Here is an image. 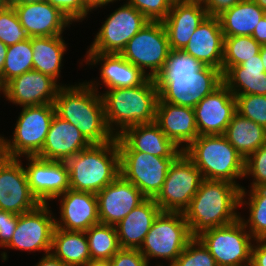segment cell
<instances>
[{
    "label": "cell",
    "instance_id": "836d02e7",
    "mask_svg": "<svg viewBox=\"0 0 266 266\" xmlns=\"http://www.w3.org/2000/svg\"><path fill=\"white\" fill-rule=\"evenodd\" d=\"M91 259L110 260L120 249L115 226L96 224L85 231Z\"/></svg>",
    "mask_w": 266,
    "mask_h": 266
},
{
    "label": "cell",
    "instance_id": "f546056e",
    "mask_svg": "<svg viewBox=\"0 0 266 266\" xmlns=\"http://www.w3.org/2000/svg\"><path fill=\"white\" fill-rule=\"evenodd\" d=\"M224 136L244 160L266 144V128L237 112L228 124Z\"/></svg>",
    "mask_w": 266,
    "mask_h": 266
},
{
    "label": "cell",
    "instance_id": "ee69618b",
    "mask_svg": "<svg viewBox=\"0 0 266 266\" xmlns=\"http://www.w3.org/2000/svg\"><path fill=\"white\" fill-rule=\"evenodd\" d=\"M111 266H148L144 255L138 249H120L111 259Z\"/></svg>",
    "mask_w": 266,
    "mask_h": 266
},
{
    "label": "cell",
    "instance_id": "f1b7e54d",
    "mask_svg": "<svg viewBox=\"0 0 266 266\" xmlns=\"http://www.w3.org/2000/svg\"><path fill=\"white\" fill-rule=\"evenodd\" d=\"M223 83L235 95L266 96V72L258 53L238 66L230 67L223 74Z\"/></svg>",
    "mask_w": 266,
    "mask_h": 266
},
{
    "label": "cell",
    "instance_id": "9f6ffc18",
    "mask_svg": "<svg viewBox=\"0 0 266 266\" xmlns=\"http://www.w3.org/2000/svg\"><path fill=\"white\" fill-rule=\"evenodd\" d=\"M261 9H266V0H253Z\"/></svg>",
    "mask_w": 266,
    "mask_h": 266
},
{
    "label": "cell",
    "instance_id": "bcb514c9",
    "mask_svg": "<svg viewBox=\"0 0 266 266\" xmlns=\"http://www.w3.org/2000/svg\"><path fill=\"white\" fill-rule=\"evenodd\" d=\"M242 0H203L202 4L208 16H219L225 10L232 8Z\"/></svg>",
    "mask_w": 266,
    "mask_h": 266
},
{
    "label": "cell",
    "instance_id": "52a82bcc",
    "mask_svg": "<svg viewBox=\"0 0 266 266\" xmlns=\"http://www.w3.org/2000/svg\"><path fill=\"white\" fill-rule=\"evenodd\" d=\"M192 238L183 212L161 211L138 250L147 262L163 258L172 266Z\"/></svg>",
    "mask_w": 266,
    "mask_h": 266
},
{
    "label": "cell",
    "instance_id": "680465c9",
    "mask_svg": "<svg viewBox=\"0 0 266 266\" xmlns=\"http://www.w3.org/2000/svg\"><path fill=\"white\" fill-rule=\"evenodd\" d=\"M4 137L0 136V152H4Z\"/></svg>",
    "mask_w": 266,
    "mask_h": 266
},
{
    "label": "cell",
    "instance_id": "ffe728a7",
    "mask_svg": "<svg viewBox=\"0 0 266 266\" xmlns=\"http://www.w3.org/2000/svg\"><path fill=\"white\" fill-rule=\"evenodd\" d=\"M116 140L119 152H145L162 158H177L183 152L155 122L128 127Z\"/></svg>",
    "mask_w": 266,
    "mask_h": 266
},
{
    "label": "cell",
    "instance_id": "83f0119b",
    "mask_svg": "<svg viewBox=\"0 0 266 266\" xmlns=\"http://www.w3.org/2000/svg\"><path fill=\"white\" fill-rule=\"evenodd\" d=\"M160 212L154 198H147L124 217L115 226L121 249H139Z\"/></svg>",
    "mask_w": 266,
    "mask_h": 266
},
{
    "label": "cell",
    "instance_id": "74e56055",
    "mask_svg": "<svg viewBox=\"0 0 266 266\" xmlns=\"http://www.w3.org/2000/svg\"><path fill=\"white\" fill-rule=\"evenodd\" d=\"M29 38L13 6L0 4V41L10 46Z\"/></svg>",
    "mask_w": 266,
    "mask_h": 266
},
{
    "label": "cell",
    "instance_id": "484cf974",
    "mask_svg": "<svg viewBox=\"0 0 266 266\" xmlns=\"http://www.w3.org/2000/svg\"><path fill=\"white\" fill-rule=\"evenodd\" d=\"M224 36L218 17L207 16L196 28L183 51L203 65L222 71Z\"/></svg>",
    "mask_w": 266,
    "mask_h": 266
},
{
    "label": "cell",
    "instance_id": "5b68a950",
    "mask_svg": "<svg viewBox=\"0 0 266 266\" xmlns=\"http://www.w3.org/2000/svg\"><path fill=\"white\" fill-rule=\"evenodd\" d=\"M70 189L97 194L120 175V153L116 138L91 144L68 158Z\"/></svg>",
    "mask_w": 266,
    "mask_h": 266
},
{
    "label": "cell",
    "instance_id": "681fc988",
    "mask_svg": "<svg viewBox=\"0 0 266 266\" xmlns=\"http://www.w3.org/2000/svg\"><path fill=\"white\" fill-rule=\"evenodd\" d=\"M36 266H68L63 261L55 257L51 252L46 253Z\"/></svg>",
    "mask_w": 266,
    "mask_h": 266
},
{
    "label": "cell",
    "instance_id": "60d3db41",
    "mask_svg": "<svg viewBox=\"0 0 266 266\" xmlns=\"http://www.w3.org/2000/svg\"><path fill=\"white\" fill-rule=\"evenodd\" d=\"M253 176L251 188L266 187V144L245 159L244 177Z\"/></svg>",
    "mask_w": 266,
    "mask_h": 266
},
{
    "label": "cell",
    "instance_id": "f5cc1de1",
    "mask_svg": "<svg viewBox=\"0 0 266 266\" xmlns=\"http://www.w3.org/2000/svg\"><path fill=\"white\" fill-rule=\"evenodd\" d=\"M8 46L0 41V74L3 71Z\"/></svg>",
    "mask_w": 266,
    "mask_h": 266
},
{
    "label": "cell",
    "instance_id": "5bb4252c",
    "mask_svg": "<svg viewBox=\"0 0 266 266\" xmlns=\"http://www.w3.org/2000/svg\"><path fill=\"white\" fill-rule=\"evenodd\" d=\"M51 215L48 204H40L34 210L18 215L15 232L5 247L50 253L56 220Z\"/></svg>",
    "mask_w": 266,
    "mask_h": 266
},
{
    "label": "cell",
    "instance_id": "ba28073f",
    "mask_svg": "<svg viewBox=\"0 0 266 266\" xmlns=\"http://www.w3.org/2000/svg\"><path fill=\"white\" fill-rule=\"evenodd\" d=\"M54 115V104L24 106L12 140H4L5 154L9 158L37 156L43 148Z\"/></svg>",
    "mask_w": 266,
    "mask_h": 266
},
{
    "label": "cell",
    "instance_id": "816d5d0a",
    "mask_svg": "<svg viewBox=\"0 0 266 266\" xmlns=\"http://www.w3.org/2000/svg\"><path fill=\"white\" fill-rule=\"evenodd\" d=\"M84 266H111V261L107 259H90Z\"/></svg>",
    "mask_w": 266,
    "mask_h": 266
},
{
    "label": "cell",
    "instance_id": "7402d4cb",
    "mask_svg": "<svg viewBox=\"0 0 266 266\" xmlns=\"http://www.w3.org/2000/svg\"><path fill=\"white\" fill-rule=\"evenodd\" d=\"M207 16L201 1H173L168 16L162 21L171 50H183Z\"/></svg>",
    "mask_w": 266,
    "mask_h": 266
},
{
    "label": "cell",
    "instance_id": "d6a6232c",
    "mask_svg": "<svg viewBox=\"0 0 266 266\" xmlns=\"http://www.w3.org/2000/svg\"><path fill=\"white\" fill-rule=\"evenodd\" d=\"M66 43L61 35L52 37H32L33 70L46 74L56 81L60 76Z\"/></svg>",
    "mask_w": 266,
    "mask_h": 266
},
{
    "label": "cell",
    "instance_id": "7dc6e473",
    "mask_svg": "<svg viewBox=\"0 0 266 266\" xmlns=\"http://www.w3.org/2000/svg\"><path fill=\"white\" fill-rule=\"evenodd\" d=\"M254 241L257 246L252 245L250 266H266V239H255Z\"/></svg>",
    "mask_w": 266,
    "mask_h": 266
},
{
    "label": "cell",
    "instance_id": "4fadbf2b",
    "mask_svg": "<svg viewBox=\"0 0 266 266\" xmlns=\"http://www.w3.org/2000/svg\"><path fill=\"white\" fill-rule=\"evenodd\" d=\"M119 153L120 174L147 198H155L176 158H162L145 152Z\"/></svg>",
    "mask_w": 266,
    "mask_h": 266
},
{
    "label": "cell",
    "instance_id": "db71d44e",
    "mask_svg": "<svg viewBox=\"0 0 266 266\" xmlns=\"http://www.w3.org/2000/svg\"><path fill=\"white\" fill-rule=\"evenodd\" d=\"M259 54L266 72V45H261Z\"/></svg>",
    "mask_w": 266,
    "mask_h": 266
},
{
    "label": "cell",
    "instance_id": "91938a15",
    "mask_svg": "<svg viewBox=\"0 0 266 266\" xmlns=\"http://www.w3.org/2000/svg\"><path fill=\"white\" fill-rule=\"evenodd\" d=\"M11 0H0V4H9Z\"/></svg>",
    "mask_w": 266,
    "mask_h": 266
},
{
    "label": "cell",
    "instance_id": "f907efd6",
    "mask_svg": "<svg viewBox=\"0 0 266 266\" xmlns=\"http://www.w3.org/2000/svg\"><path fill=\"white\" fill-rule=\"evenodd\" d=\"M117 0H82L84 6L88 9V10H93V8H98L101 6H106V4L108 5L110 2H114Z\"/></svg>",
    "mask_w": 266,
    "mask_h": 266
},
{
    "label": "cell",
    "instance_id": "cb8c5ba5",
    "mask_svg": "<svg viewBox=\"0 0 266 266\" xmlns=\"http://www.w3.org/2000/svg\"><path fill=\"white\" fill-rule=\"evenodd\" d=\"M155 123L177 147L180 148L185 143L182 150L199 136L194 108L164 102L160 98L156 107Z\"/></svg>",
    "mask_w": 266,
    "mask_h": 266
},
{
    "label": "cell",
    "instance_id": "9c48e42d",
    "mask_svg": "<svg viewBox=\"0 0 266 266\" xmlns=\"http://www.w3.org/2000/svg\"><path fill=\"white\" fill-rule=\"evenodd\" d=\"M170 51L163 22L149 21L129 40L120 55L149 78L155 79L163 70ZM145 68H149L151 72L146 73Z\"/></svg>",
    "mask_w": 266,
    "mask_h": 266
},
{
    "label": "cell",
    "instance_id": "ab89813d",
    "mask_svg": "<svg viewBox=\"0 0 266 266\" xmlns=\"http://www.w3.org/2000/svg\"><path fill=\"white\" fill-rule=\"evenodd\" d=\"M172 266H217V264L203 243L197 237H193Z\"/></svg>",
    "mask_w": 266,
    "mask_h": 266
},
{
    "label": "cell",
    "instance_id": "6da1fadb",
    "mask_svg": "<svg viewBox=\"0 0 266 266\" xmlns=\"http://www.w3.org/2000/svg\"><path fill=\"white\" fill-rule=\"evenodd\" d=\"M155 80L162 101L194 108L223 83V74L220 69L203 65L183 50H171Z\"/></svg>",
    "mask_w": 266,
    "mask_h": 266
},
{
    "label": "cell",
    "instance_id": "e0dca14e",
    "mask_svg": "<svg viewBox=\"0 0 266 266\" xmlns=\"http://www.w3.org/2000/svg\"><path fill=\"white\" fill-rule=\"evenodd\" d=\"M101 224L116 226L147 197L121 174L97 194Z\"/></svg>",
    "mask_w": 266,
    "mask_h": 266
},
{
    "label": "cell",
    "instance_id": "7a4b0ae2",
    "mask_svg": "<svg viewBox=\"0 0 266 266\" xmlns=\"http://www.w3.org/2000/svg\"><path fill=\"white\" fill-rule=\"evenodd\" d=\"M90 83L62 85L54 100L55 114L76 126L90 144H104L116 136L108 128L98 84Z\"/></svg>",
    "mask_w": 266,
    "mask_h": 266
},
{
    "label": "cell",
    "instance_id": "30bf717a",
    "mask_svg": "<svg viewBox=\"0 0 266 266\" xmlns=\"http://www.w3.org/2000/svg\"><path fill=\"white\" fill-rule=\"evenodd\" d=\"M241 218L225 226L201 233L197 238L216 261L217 266H250L253 240Z\"/></svg>",
    "mask_w": 266,
    "mask_h": 266
},
{
    "label": "cell",
    "instance_id": "d6986e66",
    "mask_svg": "<svg viewBox=\"0 0 266 266\" xmlns=\"http://www.w3.org/2000/svg\"><path fill=\"white\" fill-rule=\"evenodd\" d=\"M60 87L52 77L30 70L8 81L2 92L7 100L24 107L54 104Z\"/></svg>",
    "mask_w": 266,
    "mask_h": 266
},
{
    "label": "cell",
    "instance_id": "6f0895ef",
    "mask_svg": "<svg viewBox=\"0 0 266 266\" xmlns=\"http://www.w3.org/2000/svg\"><path fill=\"white\" fill-rule=\"evenodd\" d=\"M8 158L5 152H0V165Z\"/></svg>",
    "mask_w": 266,
    "mask_h": 266
},
{
    "label": "cell",
    "instance_id": "f35d334b",
    "mask_svg": "<svg viewBox=\"0 0 266 266\" xmlns=\"http://www.w3.org/2000/svg\"><path fill=\"white\" fill-rule=\"evenodd\" d=\"M235 98L237 113L266 128V96L235 95Z\"/></svg>",
    "mask_w": 266,
    "mask_h": 266
},
{
    "label": "cell",
    "instance_id": "603a6c76",
    "mask_svg": "<svg viewBox=\"0 0 266 266\" xmlns=\"http://www.w3.org/2000/svg\"><path fill=\"white\" fill-rule=\"evenodd\" d=\"M15 9L20 24L32 37H52L63 33L71 22L47 1L27 4H9Z\"/></svg>",
    "mask_w": 266,
    "mask_h": 266
},
{
    "label": "cell",
    "instance_id": "44dd1931",
    "mask_svg": "<svg viewBox=\"0 0 266 266\" xmlns=\"http://www.w3.org/2000/svg\"><path fill=\"white\" fill-rule=\"evenodd\" d=\"M59 197L61 218L60 221L55 220L56 228L85 232L100 223L96 194L68 189L55 199Z\"/></svg>",
    "mask_w": 266,
    "mask_h": 266
},
{
    "label": "cell",
    "instance_id": "1f68e13d",
    "mask_svg": "<svg viewBox=\"0 0 266 266\" xmlns=\"http://www.w3.org/2000/svg\"><path fill=\"white\" fill-rule=\"evenodd\" d=\"M50 252L68 266H84L91 259L85 232L66 231L56 227Z\"/></svg>",
    "mask_w": 266,
    "mask_h": 266
},
{
    "label": "cell",
    "instance_id": "8992f818",
    "mask_svg": "<svg viewBox=\"0 0 266 266\" xmlns=\"http://www.w3.org/2000/svg\"><path fill=\"white\" fill-rule=\"evenodd\" d=\"M183 153L201 172L203 179L228 181L244 177L245 160L224 135H199Z\"/></svg>",
    "mask_w": 266,
    "mask_h": 266
},
{
    "label": "cell",
    "instance_id": "b9f144b4",
    "mask_svg": "<svg viewBox=\"0 0 266 266\" xmlns=\"http://www.w3.org/2000/svg\"><path fill=\"white\" fill-rule=\"evenodd\" d=\"M149 21L162 22L171 10L173 0H127Z\"/></svg>",
    "mask_w": 266,
    "mask_h": 266
},
{
    "label": "cell",
    "instance_id": "8d00e7d4",
    "mask_svg": "<svg viewBox=\"0 0 266 266\" xmlns=\"http://www.w3.org/2000/svg\"><path fill=\"white\" fill-rule=\"evenodd\" d=\"M260 48L261 45L252 36L224 37L222 74L257 55Z\"/></svg>",
    "mask_w": 266,
    "mask_h": 266
},
{
    "label": "cell",
    "instance_id": "2e32d148",
    "mask_svg": "<svg viewBox=\"0 0 266 266\" xmlns=\"http://www.w3.org/2000/svg\"><path fill=\"white\" fill-rule=\"evenodd\" d=\"M30 163L25 168L28 184L41 204H48L70 189V178L65 161L26 157Z\"/></svg>",
    "mask_w": 266,
    "mask_h": 266
},
{
    "label": "cell",
    "instance_id": "94428289",
    "mask_svg": "<svg viewBox=\"0 0 266 266\" xmlns=\"http://www.w3.org/2000/svg\"><path fill=\"white\" fill-rule=\"evenodd\" d=\"M263 19H264L265 22H266V9H263Z\"/></svg>",
    "mask_w": 266,
    "mask_h": 266
},
{
    "label": "cell",
    "instance_id": "9a60e30c",
    "mask_svg": "<svg viewBox=\"0 0 266 266\" xmlns=\"http://www.w3.org/2000/svg\"><path fill=\"white\" fill-rule=\"evenodd\" d=\"M40 204L30 190L21 160L8 157L0 165V209L20 215Z\"/></svg>",
    "mask_w": 266,
    "mask_h": 266
},
{
    "label": "cell",
    "instance_id": "8fae6325",
    "mask_svg": "<svg viewBox=\"0 0 266 266\" xmlns=\"http://www.w3.org/2000/svg\"><path fill=\"white\" fill-rule=\"evenodd\" d=\"M202 181L201 172L182 152L171 164L163 187L154 200L161 211L184 212Z\"/></svg>",
    "mask_w": 266,
    "mask_h": 266
},
{
    "label": "cell",
    "instance_id": "277c9868",
    "mask_svg": "<svg viewBox=\"0 0 266 266\" xmlns=\"http://www.w3.org/2000/svg\"><path fill=\"white\" fill-rule=\"evenodd\" d=\"M101 97L108 128L116 137L128 127L155 122L159 90L154 78L134 87L109 89Z\"/></svg>",
    "mask_w": 266,
    "mask_h": 266
},
{
    "label": "cell",
    "instance_id": "e575fe53",
    "mask_svg": "<svg viewBox=\"0 0 266 266\" xmlns=\"http://www.w3.org/2000/svg\"><path fill=\"white\" fill-rule=\"evenodd\" d=\"M30 70H33L31 38L8 46L3 71L0 74V86L3 87L11 79Z\"/></svg>",
    "mask_w": 266,
    "mask_h": 266
},
{
    "label": "cell",
    "instance_id": "f6af8a7d",
    "mask_svg": "<svg viewBox=\"0 0 266 266\" xmlns=\"http://www.w3.org/2000/svg\"><path fill=\"white\" fill-rule=\"evenodd\" d=\"M18 224V215L0 211V247H4L11 241Z\"/></svg>",
    "mask_w": 266,
    "mask_h": 266
},
{
    "label": "cell",
    "instance_id": "ac0fdd59",
    "mask_svg": "<svg viewBox=\"0 0 266 266\" xmlns=\"http://www.w3.org/2000/svg\"><path fill=\"white\" fill-rule=\"evenodd\" d=\"M199 135H224L236 110V98L222 83L205 96L195 107Z\"/></svg>",
    "mask_w": 266,
    "mask_h": 266
},
{
    "label": "cell",
    "instance_id": "4316f807",
    "mask_svg": "<svg viewBox=\"0 0 266 266\" xmlns=\"http://www.w3.org/2000/svg\"><path fill=\"white\" fill-rule=\"evenodd\" d=\"M87 64H101L100 78L109 89L127 88L143 84L149 77L139 68L125 60L120 54L86 53Z\"/></svg>",
    "mask_w": 266,
    "mask_h": 266
},
{
    "label": "cell",
    "instance_id": "d4e9b609",
    "mask_svg": "<svg viewBox=\"0 0 266 266\" xmlns=\"http://www.w3.org/2000/svg\"><path fill=\"white\" fill-rule=\"evenodd\" d=\"M90 145L76 126L55 114L43 148L36 157L66 161Z\"/></svg>",
    "mask_w": 266,
    "mask_h": 266
},
{
    "label": "cell",
    "instance_id": "d590c367",
    "mask_svg": "<svg viewBox=\"0 0 266 266\" xmlns=\"http://www.w3.org/2000/svg\"><path fill=\"white\" fill-rule=\"evenodd\" d=\"M246 193L245 188L242 187L240 205H249L250 215L247 221L241 216L240 218L246 227L249 226V232L254 240L266 239V187L251 188L248 195L249 203L244 199Z\"/></svg>",
    "mask_w": 266,
    "mask_h": 266
},
{
    "label": "cell",
    "instance_id": "7bdbcfd3",
    "mask_svg": "<svg viewBox=\"0 0 266 266\" xmlns=\"http://www.w3.org/2000/svg\"><path fill=\"white\" fill-rule=\"evenodd\" d=\"M56 7L70 22L83 20L90 12L82 0H46Z\"/></svg>",
    "mask_w": 266,
    "mask_h": 266
},
{
    "label": "cell",
    "instance_id": "c3c4849f",
    "mask_svg": "<svg viewBox=\"0 0 266 266\" xmlns=\"http://www.w3.org/2000/svg\"><path fill=\"white\" fill-rule=\"evenodd\" d=\"M252 37L260 44L266 45V22L262 18L259 24L256 26L254 32L252 33Z\"/></svg>",
    "mask_w": 266,
    "mask_h": 266
},
{
    "label": "cell",
    "instance_id": "11a10c76",
    "mask_svg": "<svg viewBox=\"0 0 266 266\" xmlns=\"http://www.w3.org/2000/svg\"><path fill=\"white\" fill-rule=\"evenodd\" d=\"M46 0H11L9 4H27V3H38Z\"/></svg>",
    "mask_w": 266,
    "mask_h": 266
},
{
    "label": "cell",
    "instance_id": "4dcf8cb0",
    "mask_svg": "<svg viewBox=\"0 0 266 266\" xmlns=\"http://www.w3.org/2000/svg\"><path fill=\"white\" fill-rule=\"evenodd\" d=\"M217 17L224 37L252 36L256 26L263 18V9L253 0H242Z\"/></svg>",
    "mask_w": 266,
    "mask_h": 266
},
{
    "label": "cell",
    "instance_id": "3957f363",
    "mask_svg": "<svg viewBox=\"0 0 266 266\" xmlns=\"http://www.w3.org/2000/svg\"><path fill=\"white\" fill-rule=\"evenodd\" d=\"M241 189L228 181L203 179L198 191L184 210L192 237L233 223L240 215L235 211L240 206Z\"/></svg>",
    "mask_w": 266,
    "mask_h": 266
},
{
    "label": "cell",
    "instance_id": "7c38bea8",
    "mask_svg": "<svg viewBox=\"0 0 266 266\" xmlns=\"http://www.w3.org/2000/svg\"><path fill=\"white\" fill-rule=\"evenodd\" d=\"M149 20L127 2L104 21L87 53L120 54Z\"/></svg>",
    "mask_w": 266,
    "mask_h": 266
}]
</instances>
